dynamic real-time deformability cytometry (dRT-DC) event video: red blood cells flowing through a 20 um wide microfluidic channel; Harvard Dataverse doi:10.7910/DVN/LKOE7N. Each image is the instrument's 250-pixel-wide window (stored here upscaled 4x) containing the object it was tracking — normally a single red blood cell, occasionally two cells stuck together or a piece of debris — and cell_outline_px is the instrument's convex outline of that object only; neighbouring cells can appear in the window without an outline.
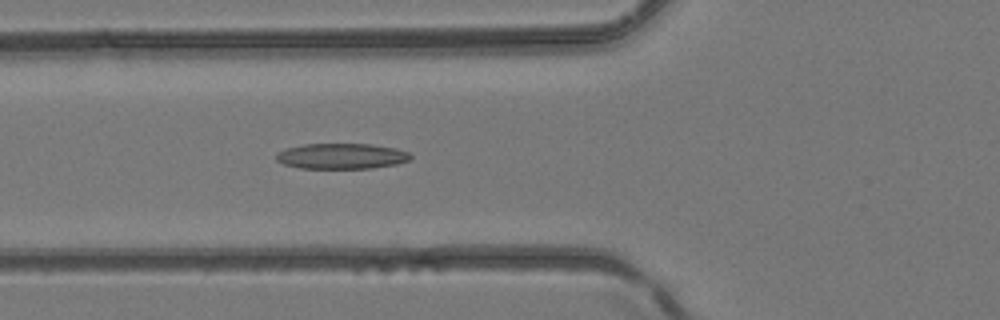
{"species": "common noctule bat (a hibernating species)", "species_latin": "Nyctalus noctula", "temperature_condition": "room temperature", "stored_images_in_passage": 39, "camera_frame_rate_fps": 3000, "um_per_image_px": 0.085, "animal": {"sex": "female", "body_mass_g": 24.6, "forearm_length_mm": 56.2}, "frame": {"image": 1, "passage_image": 12, "time_ms": 3.667, "image_size_px": [1000, 320], "cell_outline_px": [[412, 156], [408, 160], [396, 164], [372, 168], [300, 168], [284, 164], [276, 160], [276, 152], [284, 148], [304, 144], [372, 144], [396, 148], [408, 152]], "centroid_in_image_um": [29.0, 13.26], "position_along_channel_um": 96.8, "area_um2": 20.06}}
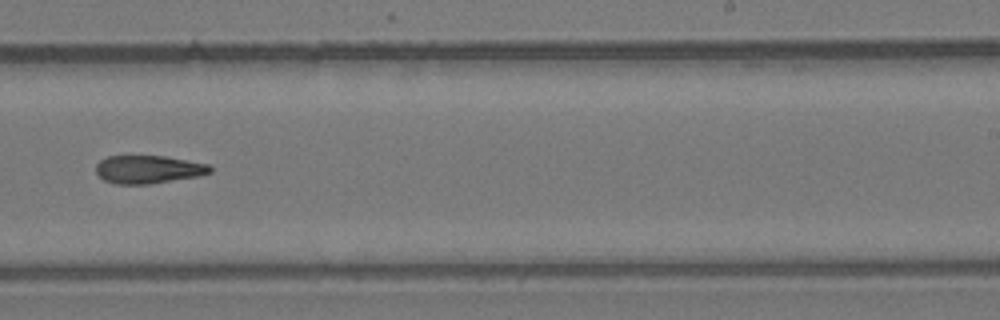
{"frame": {"image": 2, "passage_image": 23, "time_ms": 7.333, "image_size_px": [1000, 320], "cell_outline_px": [[212, 172], [200, 176], [152, 184], [116, 184], [104, 180], [96, 172], [96, 164], [100, 160], [108, 156], [164, 156], [212, 164]], "centroid_in_image_um": [12.66, 14.4], "position_along_channel_um": 276.3, "area_um2": 18.9}}
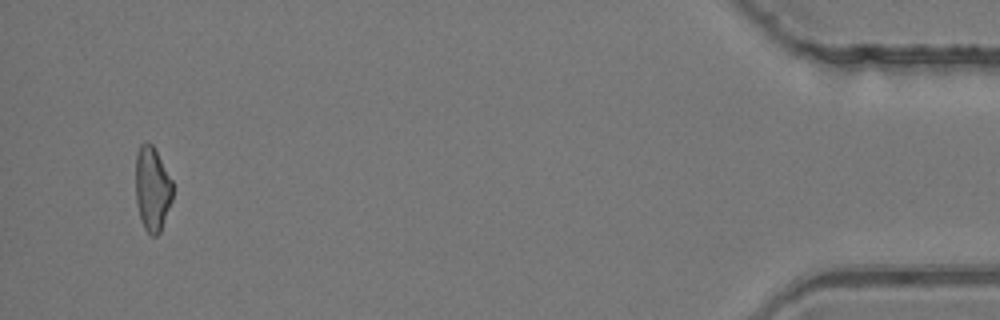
{"frame": {"image": 3, "passage_image": 37, "time_ms": 12.0, "image_size_px": [1000, 320], "cell_outline_px": [[172, 200], [160, 232], [156, 236], [148, 236], [144, 228], [136, 204], [136, 152], [140, 144], [144, 140], [148, 140], [152, 144], [172, 180]], "centroid_in_image_um": [12.93, 16.04], "position_along_channel_um": 422.3, "area_um2": 18.38}}